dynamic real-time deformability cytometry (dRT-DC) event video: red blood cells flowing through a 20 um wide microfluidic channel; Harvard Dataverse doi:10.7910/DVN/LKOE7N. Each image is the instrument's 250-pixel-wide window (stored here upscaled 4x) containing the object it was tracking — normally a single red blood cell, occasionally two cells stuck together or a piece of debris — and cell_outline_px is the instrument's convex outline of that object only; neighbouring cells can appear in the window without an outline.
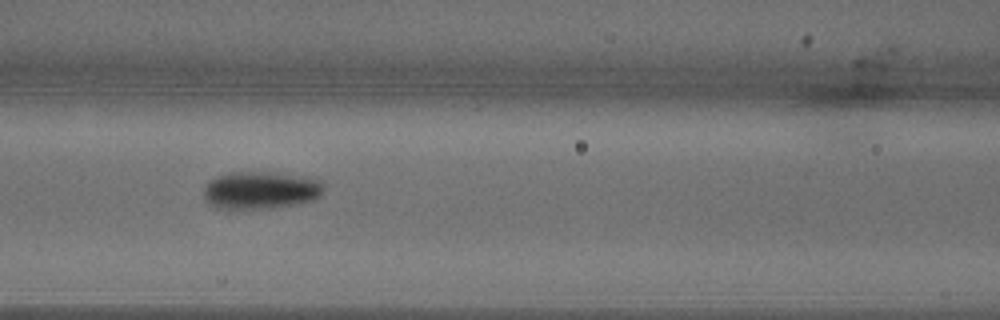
{"species": "common noctule bat (a hibernating species)", "species_latin": "Nyctalus noctula", "temperature_condition": "warm", "stored_images_in_passage": 7, "camera_frame_rate_fps": 3000, "um_per_image_px": 0.085, "animal": {"sex": "male", "body_mass_g": 18.8}, "frame": {"image": 1, "passage_image": 6, "time_ms": 1.667, "image_size_px": [1000, 320], "cell_outline_px": [[324, 188], [320, 196], [312, 200], [296, 204], [272, 208], [216, 208], [208, 204], [204, 200], [204, 188], [208, 180], [216, 176], [228, 172], [280, 172], [308, 176], [320, 180], [324, 184]], "centroid_in_image_um": [22.16, 16.14], "position_along_channel_um": 144.4, "area_um2": 26.76}}
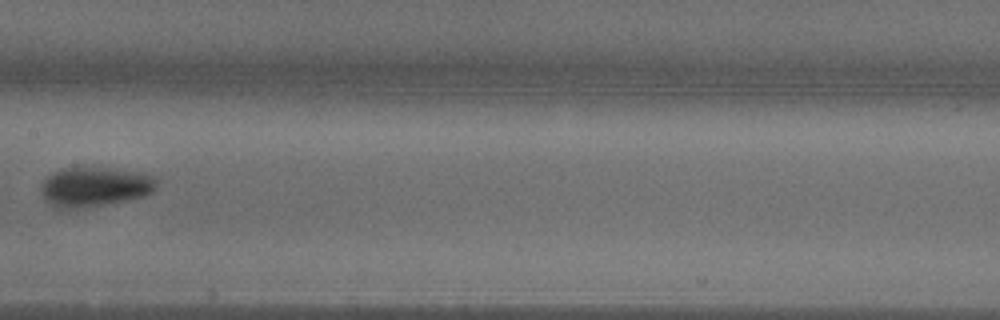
{"frame": {"image": 2, "passage_image": 7, "time_ms": 2.0, "image_size_px": [1000, 320], "cell_outline_px": [[160, 180], [152, 192], [144, 196], [124, 200], [80, 208], [56, 208], [44, 200], [40, 192], [40, 184], [52, 172], [64, 168], [112, 168], [144, 172], [156, 176]], "centroid_in_image_um": [8.07, 15.86], "position_along_channel_um": 199.3, "area_um2": 26.88}}